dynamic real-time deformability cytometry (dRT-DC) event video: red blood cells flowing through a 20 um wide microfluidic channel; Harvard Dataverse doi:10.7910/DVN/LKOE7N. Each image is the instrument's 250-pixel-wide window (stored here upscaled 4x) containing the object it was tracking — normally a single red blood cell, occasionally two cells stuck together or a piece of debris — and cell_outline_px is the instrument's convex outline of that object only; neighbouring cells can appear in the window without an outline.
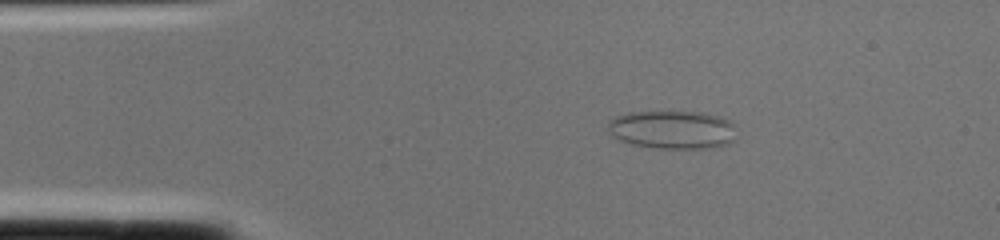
{"species": "common noctule bat (a hibernating species)", "species_latin": "Nyctalus noctula", "temperature_condition": "cold", "stored_images_in_passage": 2, "camera_frame_rate_fps": 3000, "um_per_image_px": 0.085, "animal": {"sex": "female", "body_mass_g": 22.0, "forearm_length_mm": 56.7}, "frame": {"image": 1, "passage_image": 1, "time_ms": 0.0, "image_size_px": [1000, 240], "cell_outline_px": [[736, 140], [728, 144], [708, 148], [656, 148], [632, 144], [620, 140], [612, 136], [608, 132], [608, 120], [616, 116], [628, 112], [700, 112], [720, 116], [728, 120], [732, 124]], "centroid_in_image_um": [57.13, 11.02], "position_along_channel_um": 27.9, "area_um2": 28.78}}